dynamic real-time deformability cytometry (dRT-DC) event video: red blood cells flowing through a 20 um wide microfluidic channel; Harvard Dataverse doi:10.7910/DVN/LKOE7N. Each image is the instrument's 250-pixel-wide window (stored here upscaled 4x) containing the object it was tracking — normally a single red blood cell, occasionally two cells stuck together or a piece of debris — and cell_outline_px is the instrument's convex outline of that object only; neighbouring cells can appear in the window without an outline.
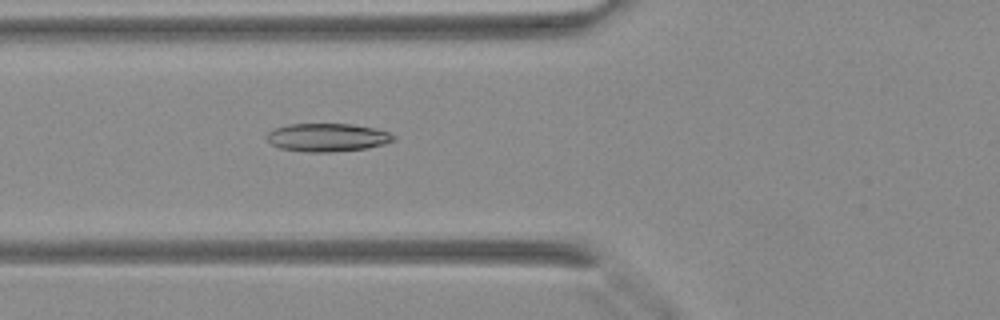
{"species": "Egyptian fruit bat (a non-hibernating species)", "species_latin": "Rousettus aegyptiacus", "temperature_condition": "warm", "stored_images_in_passage": 31, "camera_frame_rate_fps": 3000, "um_per_image_px": 0.085, "animal": {"sex": "female"}, "frame": {"image": 1, "passage_image": 5, "time_ms": 1.333, "image_size_px": [1000, 320], "cell_outline_px": [[396, 140], [384, 144], [368, 148], [332, 152], [304, 152], [280, 148], [272, 144], [268, 140], [268, 132], [276, 128], [292, 124], [352, 124], [376, 128], [388, 132], [396, 136]], "centroid_in_image_um": [27.88, 11.69], "position_along_channel_um": 97.9, "area_um2": 20.81}}
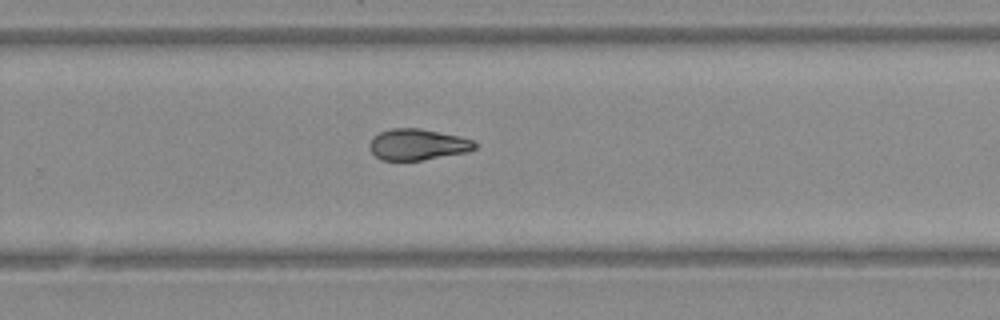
{"frame": {"image": 2, "passage_image": 17, "time_ms": 5.333, "image_size_px": [1000, 320], "cell_outline_px": [[476, 148], [468, 152], [420, 160], [380, 160], [372, 152], [368, 144], [372, 136], [380, 132], [392, 128], [420, 128], [460, 136], [472, 140], [476, 144]], "centroid_in_image_um": [35.48, 12.27], "position_along_channel_um": 294.3, "area_um2": 19.13}}
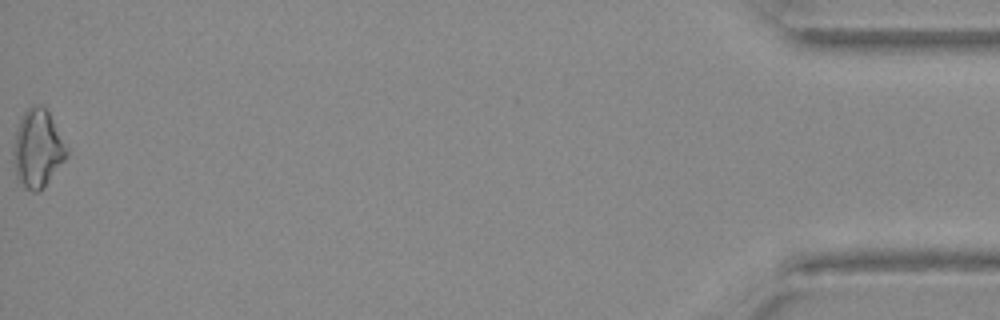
{"frame": {"image": 3, "passage_image": 31, "time_ms": 10.0, "image_size_px": [1000, 320], "cell_outline_px": [[68, 156], [48, 180], [36, 192], [32, 192], [16, 176], [12, 160], [12, 148], [16, 132], [20, 120], [24, 112], [28, 108], [36, 104], [40, 104], [48, 112], [68, 148]], "centroid_in_image_um": [3.18, 12.6], "position_along_channel_um": 432.0, "area_um2": 23.7}}